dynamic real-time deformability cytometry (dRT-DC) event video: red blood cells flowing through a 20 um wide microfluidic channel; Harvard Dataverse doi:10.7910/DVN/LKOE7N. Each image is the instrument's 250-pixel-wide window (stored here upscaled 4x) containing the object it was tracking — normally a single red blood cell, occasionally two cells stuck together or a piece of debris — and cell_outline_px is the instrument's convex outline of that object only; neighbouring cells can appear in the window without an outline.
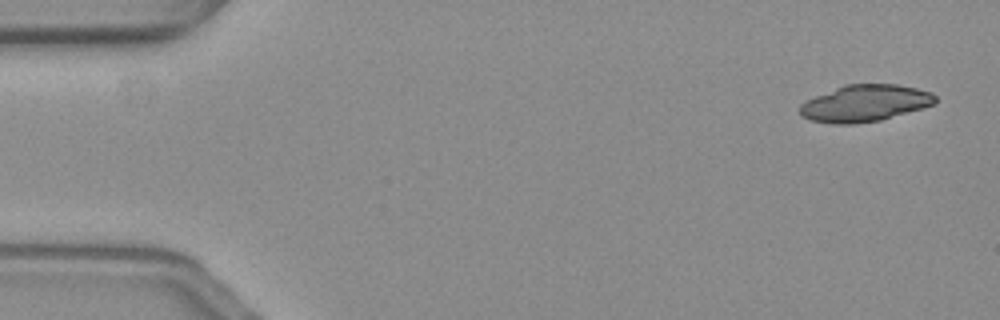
{"species": "common noctule bat (a hibernating species)", "species_latin": "Nyctalus noctula", "temperature_condition": "warm", "stored_images_in_passage": 41, "camera_frame_rate_fps": 3000, "um_per_image_px": 0.085, "animal": {"sex": "female", "body_mass_g": 19.3, "forearm_length_mm": 54.1}, "frame": {"image": 1, "passage_image": 1, "time_ms": 0.0, "image_size_px": [1000, 320], "cell_outline_px": [[936, 104], [924, 108], [880, 120], [856, 124], [832, 124], [808, 120], [800, 116], [800, 104], [804, 100], [844, 84], [896, 84], [916, 88], [932, 92], [936, 96]], "centroid_in_image_um": [73.49, 8.78], "position_along_channel_um": 11.5, "area_um2": 29.42}}